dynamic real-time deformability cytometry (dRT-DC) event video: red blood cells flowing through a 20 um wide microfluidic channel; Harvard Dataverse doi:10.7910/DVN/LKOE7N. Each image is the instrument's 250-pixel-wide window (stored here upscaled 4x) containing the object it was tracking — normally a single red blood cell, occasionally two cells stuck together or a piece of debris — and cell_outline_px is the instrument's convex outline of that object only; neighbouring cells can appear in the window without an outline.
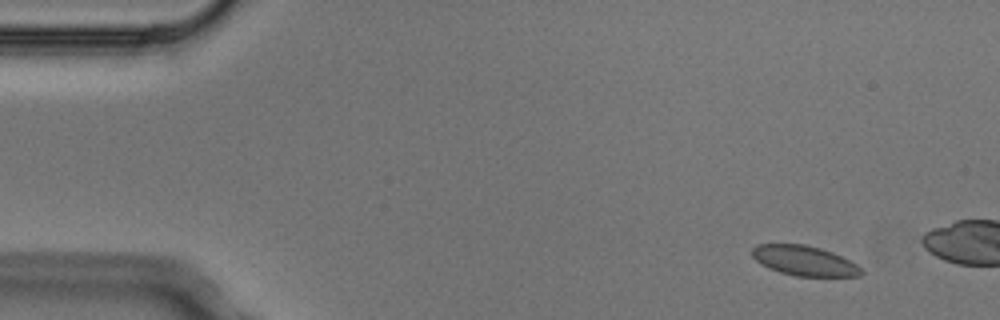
{"species": "Egyptian fruit bat (a non-hibernating species)", "species_latin": "Rousettus aegyptiacus", "temperature_condition": "cold", "stored_images_in_passage": 4, "camera_frame_rate_fps": 3000, "um_per_image_px": 0.085, "animal": {"sex": "male"}, "frame": {"image": 1, "passage_image": 2, "time_ms": 0.333, "image_size_px": [1000, 320], "cell_outline_px": [[864, 272], [860, 276], [796, 276], [780, 272], [768, 268], [760, 264], [752, 256], [752, 248], [756, 244], [804, 244], [820, 248], [832, 252], [856, 264]], "centroid_in_image_um": [68.33, 22.16], "position_along_channel_um": 16.7, "area_um2": 18.96}}